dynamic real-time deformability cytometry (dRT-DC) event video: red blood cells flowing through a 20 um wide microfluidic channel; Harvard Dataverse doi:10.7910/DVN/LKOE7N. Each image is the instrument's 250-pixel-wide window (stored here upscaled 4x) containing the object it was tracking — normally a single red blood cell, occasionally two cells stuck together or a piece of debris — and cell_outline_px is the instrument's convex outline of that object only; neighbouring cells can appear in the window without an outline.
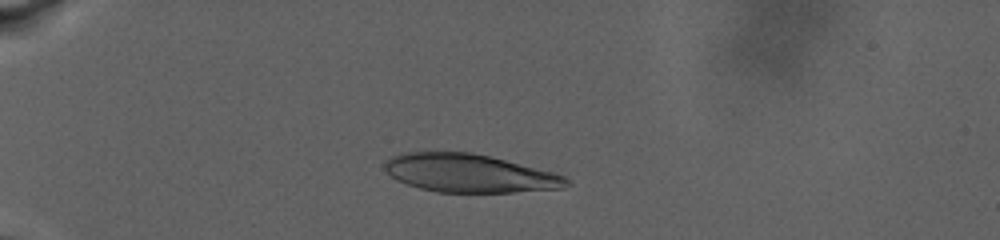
{"species": "human", "species_latin": "Homo sapiens", "temperature_condition": "warm", "stored_images_in_passage": 69, "camera_frame_rate_fps": 3000, "um_per_image_px": 0.085, "donor": {"sex": "male"}, "frame": {"image": 1, "passage_image": 26, "time_ms": 7.333, "image_size_px": [1000, 240], "cell_outline_px": [[572, 184], [564, 188], [512, 192], [436, 192], [420, 188], [396, 180], [384, 168], [384, 160], [392, 156], [404, 152], [472, 152], [552, 172], [564, 176]], "centroid_in_image_um": [39.87, 14.73], "position_along_channel_um": 45.1, "area_um2": 40.23}}
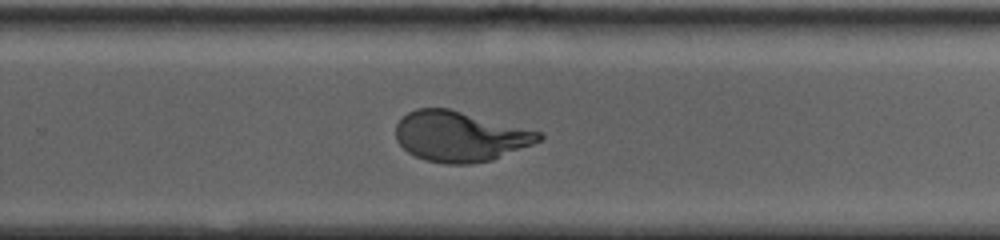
{"frame": {"image": 2, "passage_image": 45, "time_ms": 18.667, "image_size_px": [1000, 240], "cell_outline_px": [[544, 136], [540, 140], [532, 144], [492, 160], [472, 164], [448, 164], [424, 160], [408, 152], [396, 140], [396, 124], [408, 112], [416, 108], [448, 108], [544, 132]], "centroid_in_image_um": [39.11, 11.59], "position_along_channel_um": 290.7, "area_um2": 41.96}}
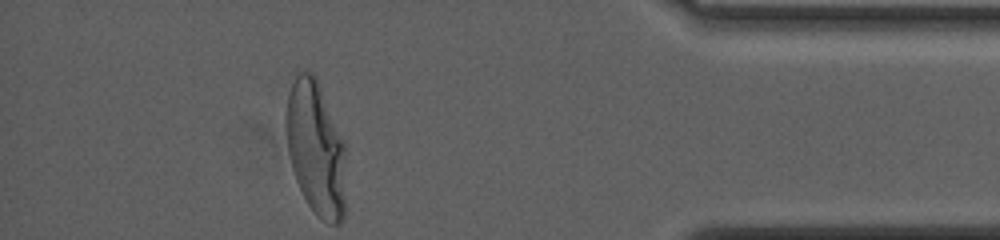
{"frame": {"image": 3, "passage_image": 68, "time_ms": 24.333, "image_size_px": [1000, 240], "cell_outline_px": [[344, 220], [340, 224], [328, 224], [316, 216], [308, 204], [296, 180], [292, 168], [288, 152], [284, 128], [284, 116], [288, 92], [296, 68], [312, 72], [316, 76], [344, 144]], "centroid_in_image_um": [26.79, 12.56], "position_along_channel_um": 408.4, "area_um2": 47.28}, "authors_computed_cell_mechanics": {"area_um2": 43.0032, "velocity_mm_per_s": 2.636, "shape_relaxation_time_tau1_ms": 7.2205, "shape_relaxation_time_tau2_ms": null, "deformation_change_tau1": 0.2779, "deformation_change_tau2": null}}